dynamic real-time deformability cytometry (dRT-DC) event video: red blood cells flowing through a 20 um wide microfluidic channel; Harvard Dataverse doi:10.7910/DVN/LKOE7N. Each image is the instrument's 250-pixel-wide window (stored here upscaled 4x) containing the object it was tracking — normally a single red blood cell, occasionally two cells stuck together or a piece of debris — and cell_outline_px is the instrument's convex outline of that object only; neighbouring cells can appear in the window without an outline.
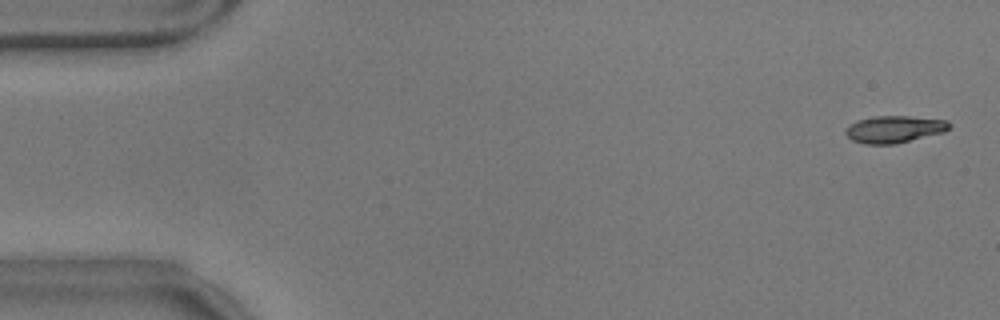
{"species": "common noctule bat (a hibernating species)", "species_latin": "Nyctalus noctula", "temperature_condition": "warm", "stored_images_in_passage": 9, "camera_frame_rate_fps": 3000, "um_per_image_px": 0.085, "animal": {"sex": "male", "body_mass_g": 17.9}, "frame": {"image": 1, "passage_image": 2, "time_ms": 0.333, "image_size_px": [1000, 320], "cell_outline_px": [[952, 124], [944, 132], [896, 144], [864, 144], [852, 140], [844, 132], [856, 120], [872, 116], [908, 116], [948, 120]], "centroid_in_image_um": [76.03, 10.98], "position_along_channel_um": 9.0, "area_um2": 16.36}}